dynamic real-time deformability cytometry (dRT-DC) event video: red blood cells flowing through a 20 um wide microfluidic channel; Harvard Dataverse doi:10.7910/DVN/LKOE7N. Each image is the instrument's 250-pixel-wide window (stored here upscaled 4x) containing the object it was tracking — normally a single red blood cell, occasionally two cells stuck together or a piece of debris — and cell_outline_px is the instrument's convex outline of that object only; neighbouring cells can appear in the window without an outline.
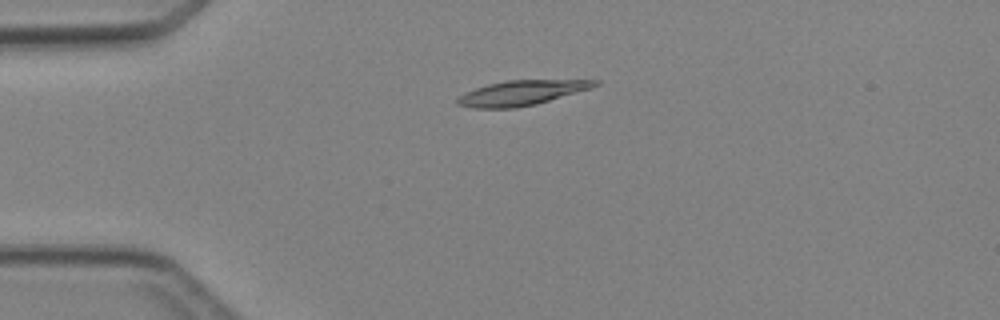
{"species": "Egyptian fruit bat (a non-hibernating species)", "species_latin": "Rousettus aegyptiacus", "temperature_condition": "cold", "stored_images_in_passage": 2, "camera_frame_rate_fps": 3000, "um_per_image_px": 0.085, "animal": {"sex": "female"}, "frame": {"image": 1, "passage_image": 1, "time_ms": 0.0, "image_size_px": [1000, 320], "cell_outline_px": [[600, 84], [592, 88], [536, 104], [516, 108], [472, 108], [456, 104], [456, 100], [464, 92], [488, 84], [508, 80], [600, 80]], "centroid_in_image_um": [44.33, 7.89], "position_along_channel_um": 40.7, "area_um2": 19.88}}